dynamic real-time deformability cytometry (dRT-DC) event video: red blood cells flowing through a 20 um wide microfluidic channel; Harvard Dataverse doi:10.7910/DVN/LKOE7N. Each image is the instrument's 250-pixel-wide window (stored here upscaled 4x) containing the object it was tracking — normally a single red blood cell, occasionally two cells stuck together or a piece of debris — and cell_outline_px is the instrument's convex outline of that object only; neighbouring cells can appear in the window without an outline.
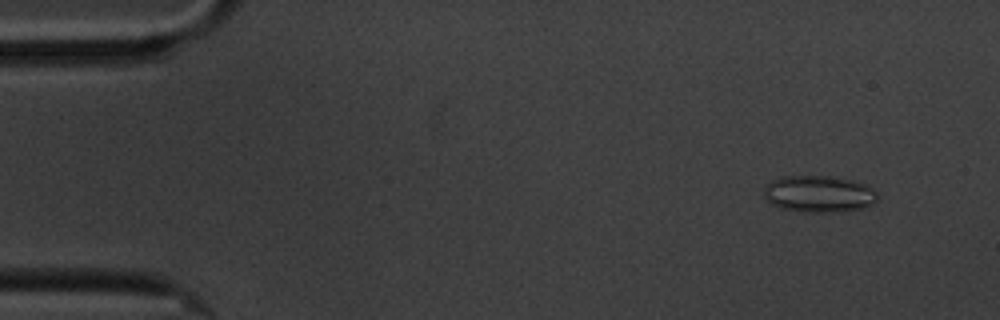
{"species": "common noctule bat (a hibernating species)", "species_latin": "Nyctalus noctula", "temperature_condition": "cold", "stored_images_in_passage": 6, "camera_frame_rate_fps": 3000, "um_per_image_px": 0.085, "animal": {"sex": "male", "body_mass_g": 20.1, "forearm_length_mm": 53.5}, "frame": {"image": 1, "passage_image": 2, "time_ms": 1.333, "image_size_px": [1000, 320], "cell_outline_px": [[880, 196], [872, 204], [864, 208], [832, 212], [804, 212], [780, 208], [764, 200], [764, 188], [772, 180], [780, 176], [832, 176], [852, 180], [864, 184], [876, 192]], "centroid_in_image_um": [69.58, 16.48], "position_along_channel_um": 15.4, "area_um2": 24.45}}
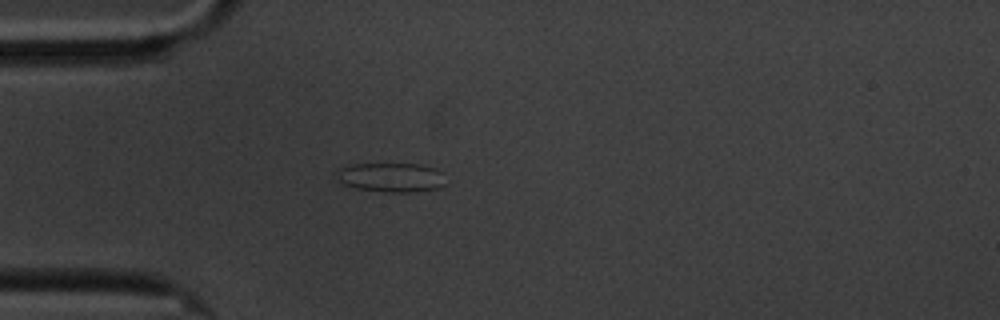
{"frame": {"image": 2, "passage_image": 5, "time_ms": 5.0, "image_size_px": [1000, 320], "cell_outline_px": [[444, 184], [440, 188], [416, 192], [384, 192], [356, 188], [344, 184], [332, 172], [336, 168], [352, 164], [420, 164], [436, 168], [444, 172]], "centroid_in_image_um": [33.24, 15.07], "position_along_channel_um": 51.8, "area_um2": 19.02}}